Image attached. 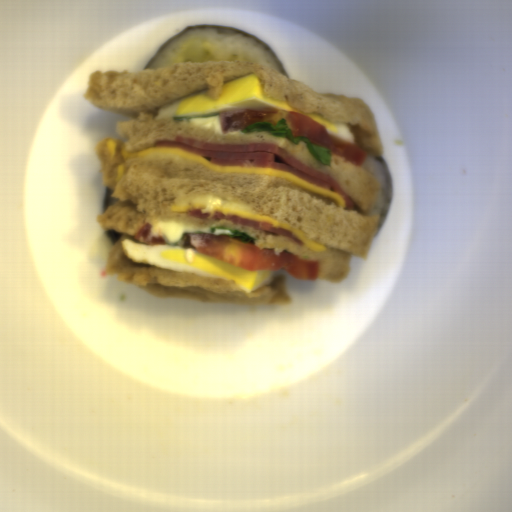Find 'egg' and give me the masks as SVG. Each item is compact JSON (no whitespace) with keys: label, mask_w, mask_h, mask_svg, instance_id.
<instances>
[{"label":"egg","mask_w":512,"mask_h":512,"mask_svg":"<svg viewBox=\"0 0 512 512\" xmlns=\"http://www.w3.org/2000/svg\"><path fill=\"white\" fill-rule=\"evenodd\" d=\"M245 109H278L283 112H297L325 126L333 136L356 143L353 132L346 124L333 122L314 112L293 108L284 100L264 95L261 91V81L253 72L223 83L222 92L216 100L211 99L203 89L156 108L154 118L196 117L220 112H225L226 117H231L232 113L242 112Z\"/></svg>","instance_id":"obj_1"},{"label":"egg","mask_w":512,"mask_h":512,"mask_svg":"<svg viewBox=\"0 0 512 512\" xmlns=\"http://www.w3.org/2000/svg\"><path fill=\"white\" fill-rule=\"evenodd\" d=\"M124 255L134 264H151L156 269L178 273H195L201 278H219L251 294L256 287L273 283L282 275L277 270L247 271L205 255L194 247L172 248L163 243H137L126 239L121 241Z\"/></svg>","instance_id":"obj_2"},{"label":"egg","mask_w":512,"mask_h":512,"mask_svg":"<svg viewBox=\"0 0 512 512\" xmlns=\"http://www.w3.org/2000/svg\"><path fill=\"white\" fill-rule=\"evenodd\" d=\"M175 213H182L185 211H193L201 208L199 211L202 214H208V219L214 217L216 210H219L223 215L235 214L240 219H251L255 222H268L275 228L281 227L289 230L292 235L301 239L307 249L316 252H327L326 245L314 243L310 238L301 232L295 225L288 221H281L276 217L268 214H263L254 210L245 201H228L216 195L201 196L196 201H189L186 205L169 207Z\"/></svg>","instance_id":"obj_3"},{"label":"egg","mask_w":512,"mask_h":512,"mask_svg":"<svg viewBox=\"0 0 512 512\" xmlns=\"http://www.w3.org/2000/svg\"><path fill=\"white\" fill-rule=\"evenodd\" d=\"M190 123L192 125L201 126L204 129H212L216 131L218 134L222 132L220 115L200 119H190Z\"/></svg>","instance_id":"obj_4"}]
</instances>
